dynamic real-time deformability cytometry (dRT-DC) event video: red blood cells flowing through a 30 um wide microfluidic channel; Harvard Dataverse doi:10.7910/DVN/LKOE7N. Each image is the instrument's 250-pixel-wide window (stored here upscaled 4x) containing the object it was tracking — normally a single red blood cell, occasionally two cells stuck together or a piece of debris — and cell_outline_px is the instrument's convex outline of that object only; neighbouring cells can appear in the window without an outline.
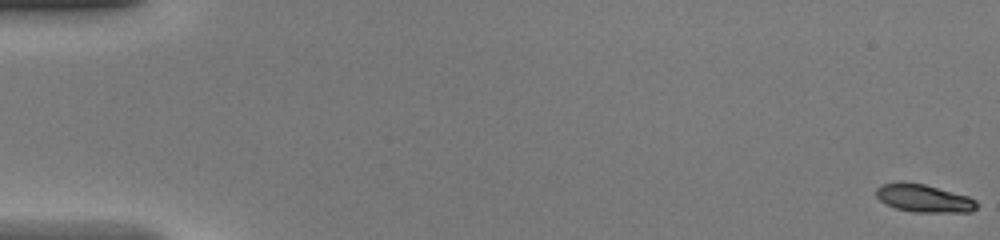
{"species": "common noctule bat (a hibernating species)", "species_latin": "Nyctalus noctula", "temperature_condition": "warm", "stored_images_in_passage": 49, "segment_of_instrument_passage": [1, 2], "camera_frame_rate_fps": 3000, "um_per_image_px": 0.085, "animal": {"sex": "female", "body_mass_g": 20.0, "forearm_length_mm": 54.0}, "frame": {"image": 1, "passage_image": 1, "time_ms": 0.0, "image_size_px": [1000, 240], "cell_outline_px": [[976, 208], [972, 212], [912, 212], [896, 208], [884, 204], [876, 196], [876, 188], [880, 184], [924, 184], [968, 196], [976, 200]], "centroid_in_image_um": [78.54, 16.89], "position_along_channel_um": 6.5, "area_um2": 15.95}}
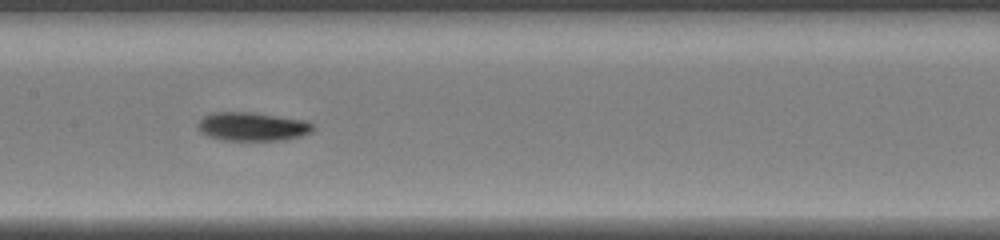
{"frame": {"image": 2, "passage_image": 25, "time_ms": 8.0, "image_size_px": [1000, 240], "cell_outline_px": [[316, 124], [312, 132], [300, 136], [284, 140], [220, 140], [208, 136], [200, 132], [196, 128], [196, 124], [204, 116], [212, 112], [252, 112], [308, 120]], "centroid_in_image_um": [21.47, 10.75], "position_along_channel_um": 185.9, "area_um2": 19.59}}
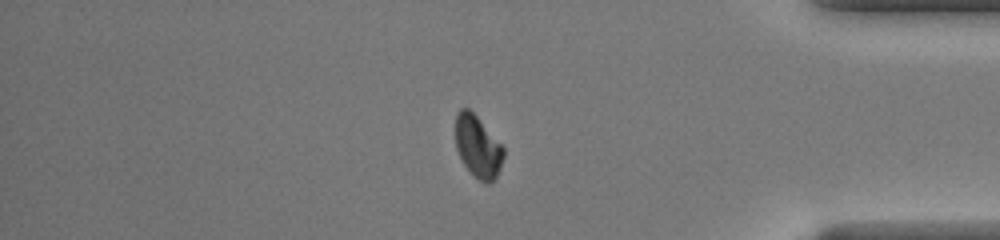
{"frame": {"image": 3, "passage_image": 41, "time_ms": 13.333, "image_size_px": [1000, 240], "cell_outline_px": [[504, 156], [500, 168], [496, 176], [488, 184], [472, 176], [464, 164], [456, 148], [456, 112], [460, 108], [468, 108], [476, 116], [504, 148]], "centroid_in_image_um": [40.6, 12.47], "position_along_channel_um": 394.6, "area_um2": 17.11}}